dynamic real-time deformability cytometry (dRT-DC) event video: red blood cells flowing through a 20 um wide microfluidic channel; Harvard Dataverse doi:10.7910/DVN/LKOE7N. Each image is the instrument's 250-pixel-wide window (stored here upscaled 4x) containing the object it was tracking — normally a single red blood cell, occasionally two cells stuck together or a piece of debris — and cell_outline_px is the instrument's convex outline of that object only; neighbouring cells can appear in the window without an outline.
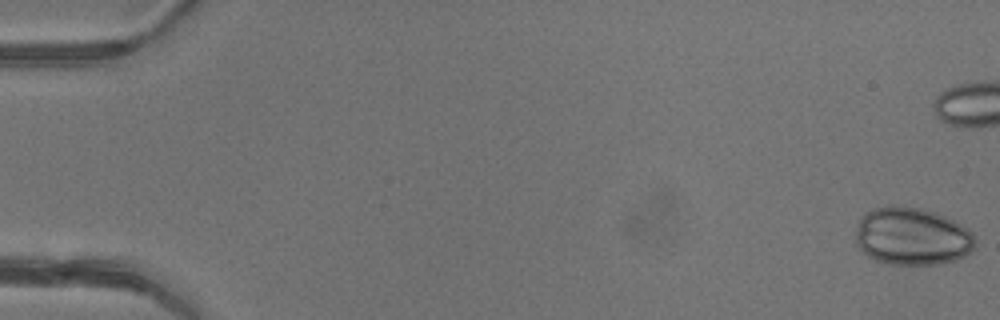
{"species": "common noctule bat (a hibernating species)", "species_latin": "Nyctalus noctula", "temperature_condition": "warm", "stored_images_in_passage": 39, "camera_frame_rate_fps": 3000, "um_per_image_px": 0.085, "animal": {"sex": "female"}, "frame": {"image": 1, "passage_image": 1, "time_ms": 0.0, "image_size_px": [1000, 320], "cell_outline_px": [[976, 248], [972, 252], [956, 260], [944, 264], [888, 264], [876, 260], [868, 256], [856, 244], [856, 228], [860, 216], [864, 212], [888, 204], [892, 204], [920, 208], [944, 216], [968, 228], [972, 232], [976, 240]], "centroid_in_image_um": [77.53, 20.09], "position_along_channel_um": 7.5, "area_um2": 40.69}}
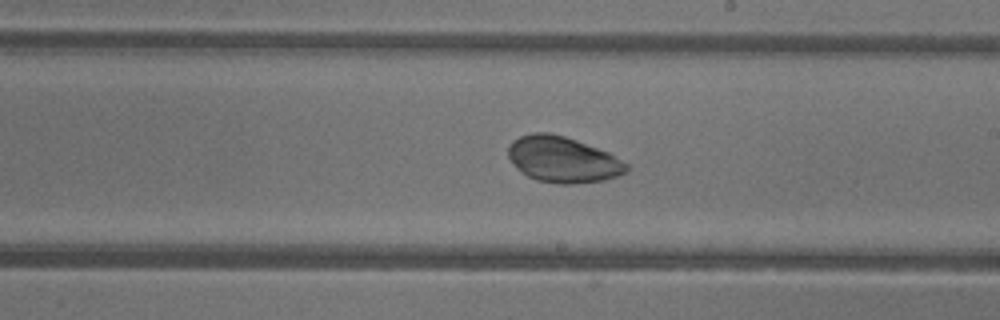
{"frame": {"image": 2, "passage_image": 29, "time_ms": 9.333, "image_size_px": [1000, 320], "cell_outline_px": [[628, 168], [624, 172], [616, 176], [604, 180], [572, 184], [560, 184], [536, 180], [520, 172], [516, 168], [508, 156], [508, 144], [512, 140], [520, 136], [532, 132], [548, 132], [564, 136], [576, 140], [608, 152], [628, 164]], "centroid_in_image_um": [47.79, 13.55], "position_along_channel_um": 241.2, "area_um2": 31.62}}
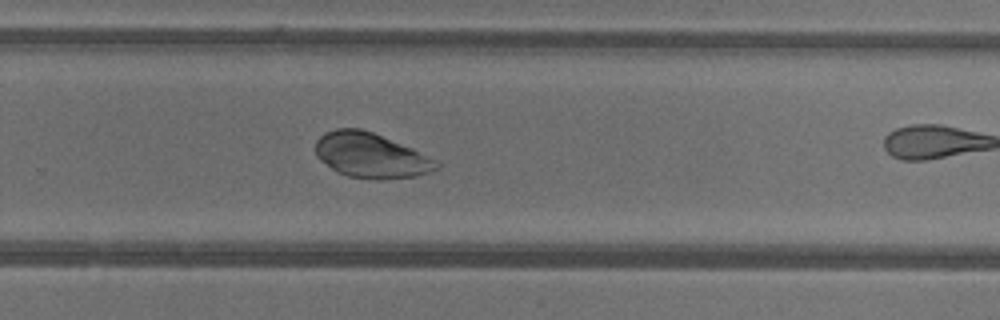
{"frame": {"image": 3, "passage_image": 33, "time_ms": 10.667, "image_size_px": [1000, 320], "cell_outline_px": [[440, 164], [436, 168], [428, 172], [416, 176], [380, 180], [372, 180], [348, 176], [336, 172], [320, 160], [316, 156], [316, 140], [324, 132], [336, 128], [360, 128], [372, 132], [412, 148], [440, 160]], "centroid_in_image_um": [31.52, 13.22], "position_along_channel_um": 298.3, "area_um2": 31.91}}